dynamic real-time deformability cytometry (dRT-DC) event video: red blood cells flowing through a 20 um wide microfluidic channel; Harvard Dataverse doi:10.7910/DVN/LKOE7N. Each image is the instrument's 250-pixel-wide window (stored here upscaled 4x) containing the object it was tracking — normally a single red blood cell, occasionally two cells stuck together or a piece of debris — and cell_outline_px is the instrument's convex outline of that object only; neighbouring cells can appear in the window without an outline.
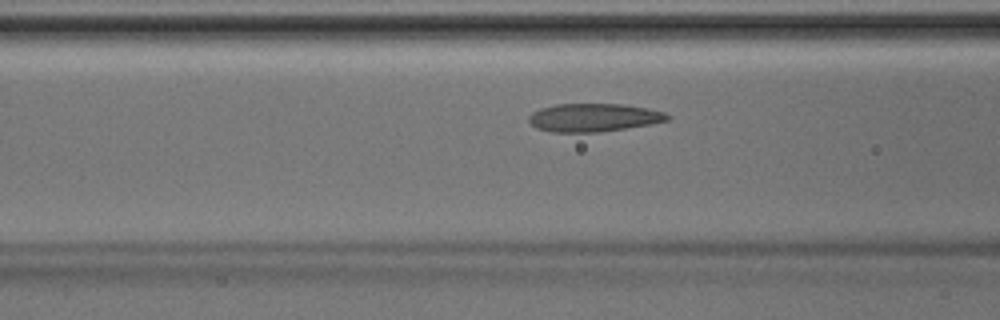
{"species": "Egyptian fruit bat (a non-hibernating species)", "species_latin": "Rousettus aegyptiacus", "temperature_condition": "room temperature", "stored_images_in_passage": 41, "camera_frame_rate_fps": 3000, "um_per_image_px": 0.085, "animal": {"sex": "male"}, "frame": {"image": 1, "passage_image": 13, "time_ms": 4.0, "image_size_px": [1000, 320], "cell_outline_px": [[672, 116], [668, 120], [652, 124], [600, 132], [552, 132], [536, 128], [528, 120], [528, 116], [532, 112], [540, 108], [556, 104], [624, 104], [648, 108], [664, 112]], "centroid_in_image_um": [50.47, 9.99], "position_along_channel_um": 116.1, "area_um2": 22.89}}
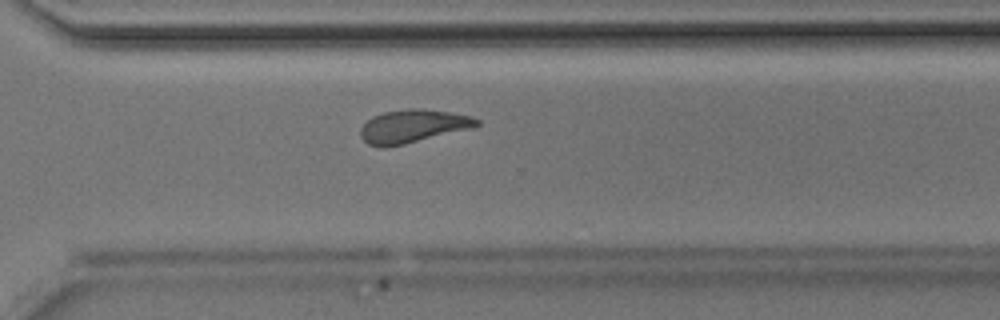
{"frame": {"image": 2, "passage_image": 28, "time_ms": 9.0, "image_size_px": [1000, 320], "cell_outline_px": [[480, 124], [472, 128], [404, 144], [384, 148], [380, 148], [368, 144], [360, 136], [360, 128], [372, 116], [384, 112], [408, 108], [420, 108], [448, 112], [468, 116], [480, 120]], "centroid_in_image_um": [35.05, 10.73], "position_along_channel_um": 335.6, "area_um2": 22.37}}
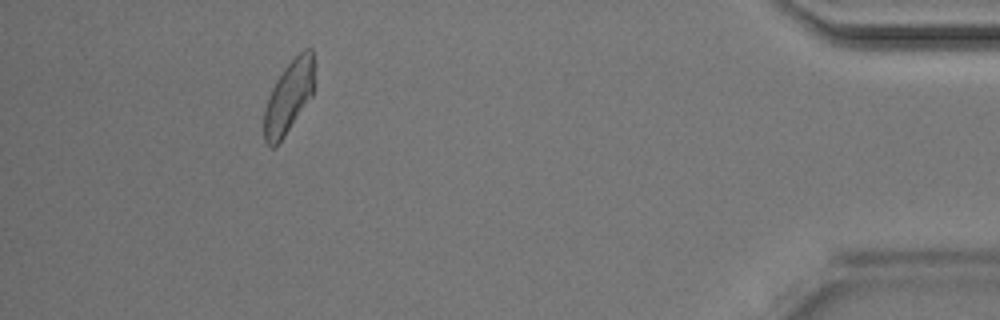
{"frame": {"image": 3, "passage_image": 37, "time_ms": 12.0, "image_size_px": [1000, 320], "cell_outline_px": [[312, 96], [284, 136], [272, 148], [264, 140], [264, 112], [268, 96], [276, 80], [284, 68], [304, 48], [312, 48]], "centroid_in_image_um": [24.51, 8.25], "position_along_channel_um": 410.7, "area_um2": 20.58}}